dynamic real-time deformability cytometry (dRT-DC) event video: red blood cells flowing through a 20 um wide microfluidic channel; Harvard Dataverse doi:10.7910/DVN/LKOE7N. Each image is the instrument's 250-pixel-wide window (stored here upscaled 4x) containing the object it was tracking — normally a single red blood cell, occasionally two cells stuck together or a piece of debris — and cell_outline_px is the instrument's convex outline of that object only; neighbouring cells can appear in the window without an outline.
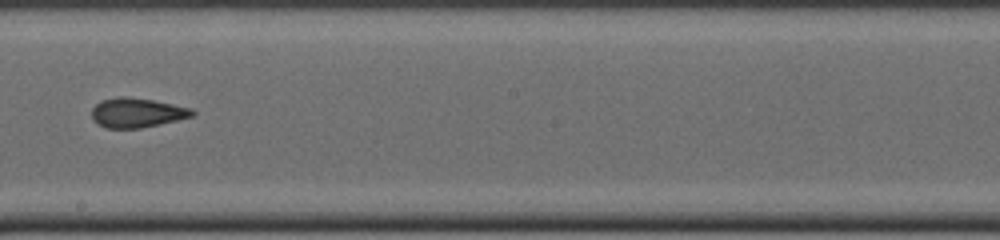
{"species": "common noctule bat (a hibernating species)", "species_latin": "Nyctalus noctula", "temperature_condition": "cold", "stored_images_in_passage": 29, "camera_frame_rate_fps": 3000, "um_per_image_px": 0.085, "animal": {"sex": "male", "body_mass_g": 19.0, "forearm_length_mm": 50.8}, "frame": {"image": 1, "passage_image": 13, "time_ms": 4.0, "image_size_px": [1000, 240], "cell_outline_px": [[196, 112], [192, 116], [176, 120], [140, 128], [108, 128], [92, 120], [92, 108], [100, 100], [120, 96], [128, 96], [152, 100], [192, 108]], "centroid_in_image_um": [11.62, 9.56], "position_along_channel_um": 236.6, "area_um2": 17.17}}
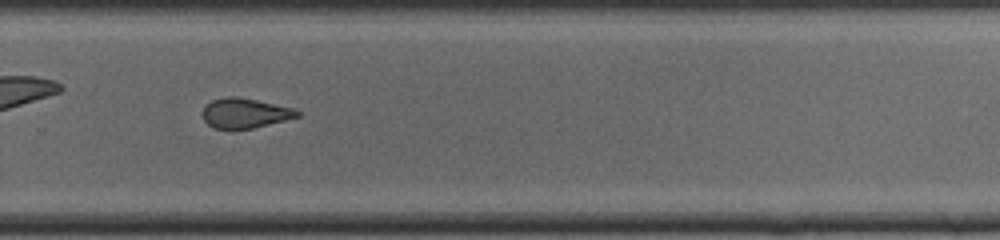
{"frame": {"image": 2, "passage_image": 17, "time_ms": 5.333, "image_size_px": [1000, 240], "cell_outline_px": [[300, 116], [252, 128], [212, 128], [204, 120], [204, 108], [212, 100], [228, 96], [236, 96], [256, 100], [292, 108], [300, 112]], "centroid_in_image_um": [20.81, 9.61], "position_along_channel_um": 309.0, "area_um2": 16.01}}